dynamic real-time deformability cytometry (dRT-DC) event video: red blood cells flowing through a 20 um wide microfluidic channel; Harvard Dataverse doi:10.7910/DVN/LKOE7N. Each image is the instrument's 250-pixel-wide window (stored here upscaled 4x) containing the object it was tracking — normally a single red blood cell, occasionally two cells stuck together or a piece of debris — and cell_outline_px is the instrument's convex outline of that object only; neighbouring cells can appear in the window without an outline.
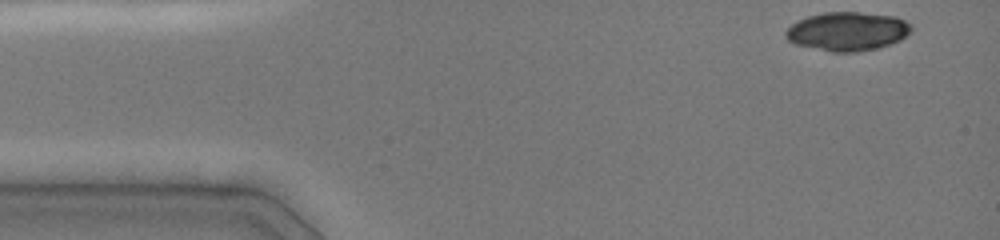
{"species": "common noctule bat (a hibernating species)", "species_latin": "Nyctalus noctula", "temperature_condition": "cold", "stored_images_in_passage": 29, "camera_frame_rate_fps": 3000, "um_per_image_px": 0.085, "animal": {"sex": "female", "body_mass_g": 19.0, "forearm_length_mm": 51.5}, "frame": {"image": 1, "passage_image": 1, "time_ms": 0.0, "image_size_px": [1000, 240], "cell_outline_px": [[912, 28], [900, 40], [876, 48], [856, 52], [832, 52], [796, 44], [788, 40], [784, 36], [784, 32], [792, 24], [808, 16], [824, 12], [860, 12], [896, 16], [912, 24]], "centroid_in_image_um": [72.02, 2.65], "position_along_channel_um": 13.0, "area_um2": 28.21}}
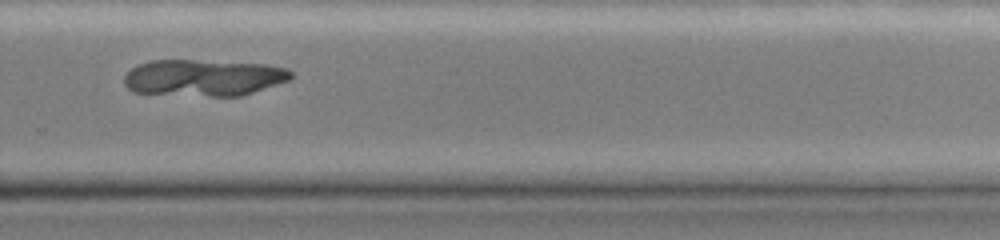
{"frame": {"image": 2, "passage_image": 21, "time_ms": 9.667, "image_size_px": [1000, 240], "cell_outline_px": [[292, 76], [288, 80], [240, 96], [212, 96], [132, 92], [124, 84], [124, 76], [132, 68], [140, 64], [152, 60], [196, 60], [264, 64], [288, 68], [292, 72]], "centroid_in_image_um": [17.29, 6.6], "position_along_channel_um": 312.5, "area_um2": 35.26}}
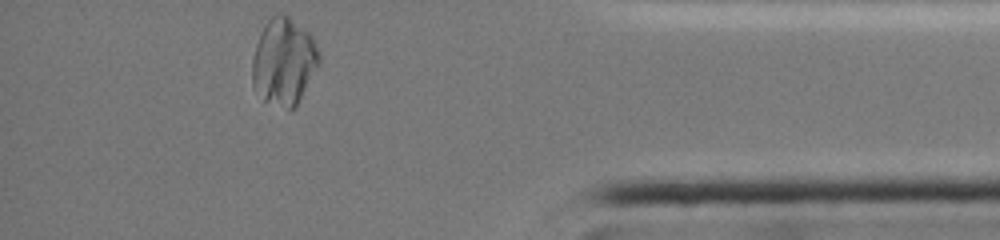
{"frame": {"image": 3, "passage_image": 29, "time_ms": 12.667, "image_size_px": [1000, 240], "cell_outline_px": [[320, 64], [296, 104], [288, 112], [264, 100], [252, 84], [252, 60], [256, 44], [268, 20], [272, 16], [280, 12], [288, 16], [308, 32], [312, 36], [320, 52]], "centroid_in_image_um": [24.14, 5.25], "position_along_channel_um": 411.1, "area_um2": 33.76}}